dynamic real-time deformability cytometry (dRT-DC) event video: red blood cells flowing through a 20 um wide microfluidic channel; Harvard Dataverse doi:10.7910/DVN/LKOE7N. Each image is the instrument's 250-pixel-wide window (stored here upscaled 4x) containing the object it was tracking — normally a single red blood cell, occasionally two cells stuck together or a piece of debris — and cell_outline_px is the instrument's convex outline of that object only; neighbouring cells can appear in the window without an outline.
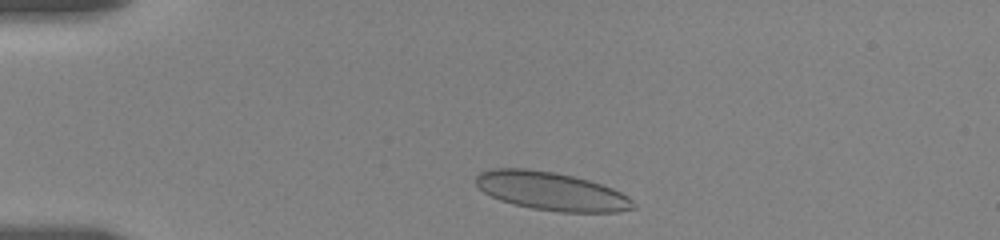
{"species": "human", "species_latin": "Homo sapiens", "temperature_condition": "room temperature", "stored_images_in_passage": 28, "camera_frame_rate_fps": 3000, "um_per_image_px": 0.085, "donor": {"sex": "female"}, "frame": {"image": 1, "passage_image": 2, "time_ms": 0.667, "image_size_px": [1000, 240], "cell_outline_px": [[636, 208], [616, 212], [560, 212], [532, 208], [512, 204], [500, 200], [484, 192], [476, 184], [476, 176], [480, 172], [492, 168], [528, 168], [556, 172], [588, 180], [612, 188], [628, 196], [636, 204]], "centroid_in_image_um": [46.86, 16.25], "position_along_channel_um": 38.1, "area_um2": 35.2}}
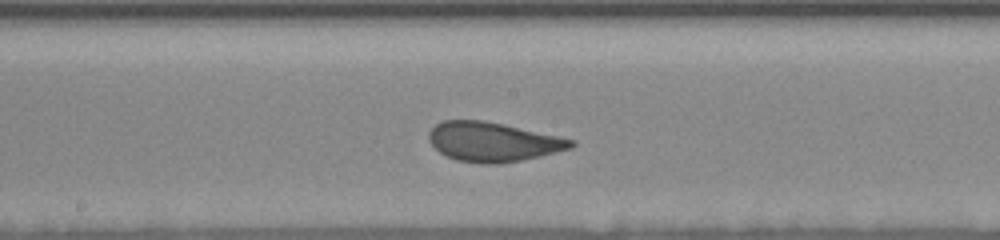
{"frame": {"image": 2, "passage_image": 18, "time_ms": 6.667, "image_size_px": [1000, 240], "cell_outline_px": [[576, 144], [572, 148], [540, 156], [520, 160], [496, 164], [484, 164], [456, 160], [440, 152], [428, 140], [428, 132], [436, 124], [444, 120], [484, 120], [504, 124], [560, 136], [576, 140]], "centroid_in_image_um": [41.92, 12.05], "position_along_channel_um": 206.3, "area_um2": 32.66}}
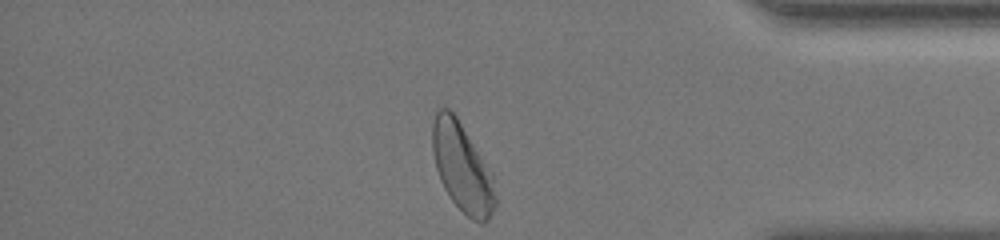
{"frame": {"image": 3, "passage_image": 28, "time_ms": 12.667, "image_size_px": [1000, 240], "cell_outline_px": [[496, 204], [488, 220], [480, 224], [472, 220], [452, 200], [444, 188], [440, 180], [436, 168], [432, 152], [432, 124], [436, 112], [440, 108], [448, 108], [456, 116], [492, 176], [496, 196]], "centroid_in_image_um": [39.26, 14.26], "position_along_channel_um": 395.9, "area_um2": 31.79}, "authors_computed_cell_mechanics": {"area_um2": 32.7437, "velocity_mm_per_s": 3.5163, "shape_relaxation_time_tau1_ms": 2.9255, "shape_relaxation_time_tau2_ms": null, "deformation_change_tau1": 0.1387, "deformation_change_tau2": null}}